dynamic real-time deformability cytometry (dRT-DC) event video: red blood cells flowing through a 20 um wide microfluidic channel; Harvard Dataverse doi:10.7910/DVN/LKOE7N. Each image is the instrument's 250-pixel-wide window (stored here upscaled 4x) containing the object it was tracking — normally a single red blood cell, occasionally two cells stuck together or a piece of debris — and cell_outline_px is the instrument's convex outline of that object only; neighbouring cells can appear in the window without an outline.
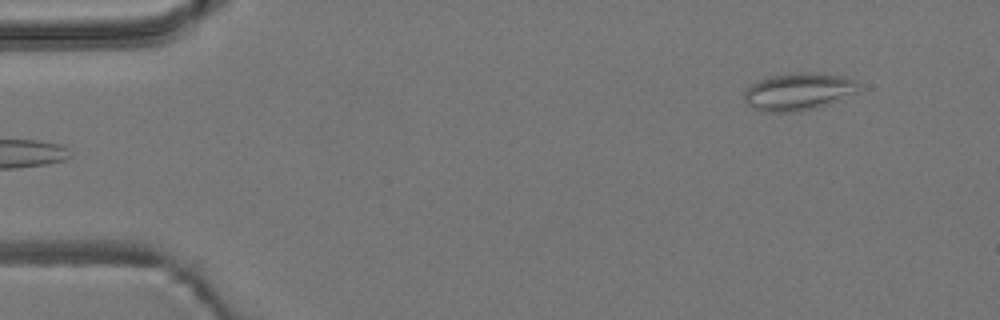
{"species": "common noctule bat (a hibernating species)", "species_latin": "Nyctalus noctula", "temperature_condition": "room temperature", "stored_images_in_passage": 49, "camera_frame_rate_fps": 3000, "um_per_image_px": 0.085, "animal": {"sex": "male", "body_mass_g": 19.2, "forearm_length_mm": 51.8}, "frame": {"image": 1, "passage_image": 1, "time_ms": 0.0, "image_size_px": [1000, 320], "cell_outline_px": [[860, 84], [856, 92], [828, 104], [816, 108], [800, 112], [764, 112], [752, 108], [744, 100], [744, 92], [752, 84], [760, 80], [772, 76], [792, 72], [816, 72], [844, 76], [856, 80]], "centroid_in_image_um": [67.87, 7.79], "position_along_channel_um": 17.1, "area_um2": 25.09}}
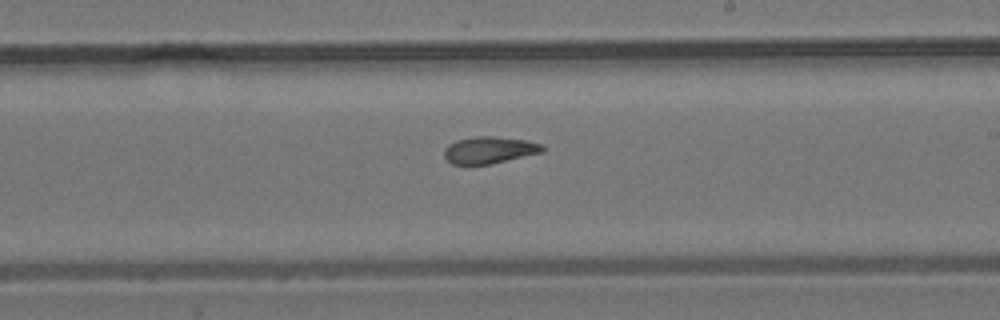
{"frame": {"image": 2, "passage_image": 27, "time_ms": 8.667, "image_size_px": [1000, 320], "cell_outline_px": [[544, 152], [492, 164], [452, 164], [444, 156], [444, 148], [448, 144], [456, 140], [476, 136], [492, 136], [524, 140], [544, 144]], "centroid_in_image_um": [41.61, 12.75], "position_along_channel_um": 247.4, "area_um2": 15.49}}
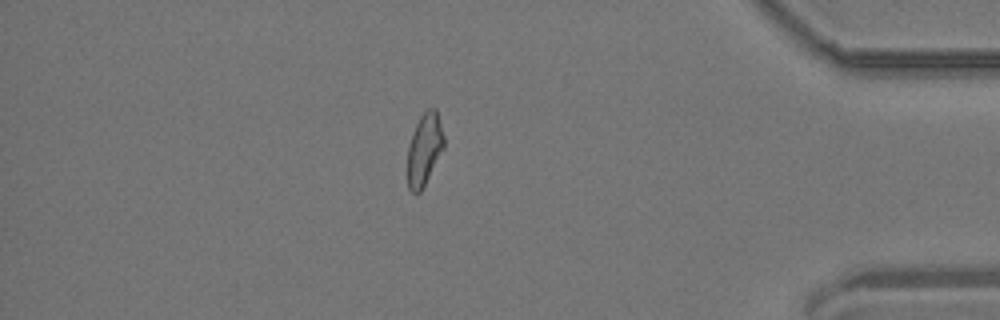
{"frame": {"image": 3, "passage_image": 42, "time_ms": 13.667, "image_size_px": [1000, 320], "cell_outline_px": [[444, 148], [420, 192], [416, 196], [408, 188], [408, 148], [412, 132], [420, 116], [428, 108], [436, 108], [444, 136]], "centroid_in_image_um": [36.07, 12.69], "position_along_channel_um": 399.1, "area_um2": 15.2}, "authors_computed_cell_mechanics": {"area_um2": 16.1262, "velocity_mm_per_s": 3.817, "shape_relaxation_time_tau1_ms": null, "shape_relaxation_time_tau2_ms": 2.9016, "deformation_change_tau1": null, "deformation_change_tau2": 0.0984}}